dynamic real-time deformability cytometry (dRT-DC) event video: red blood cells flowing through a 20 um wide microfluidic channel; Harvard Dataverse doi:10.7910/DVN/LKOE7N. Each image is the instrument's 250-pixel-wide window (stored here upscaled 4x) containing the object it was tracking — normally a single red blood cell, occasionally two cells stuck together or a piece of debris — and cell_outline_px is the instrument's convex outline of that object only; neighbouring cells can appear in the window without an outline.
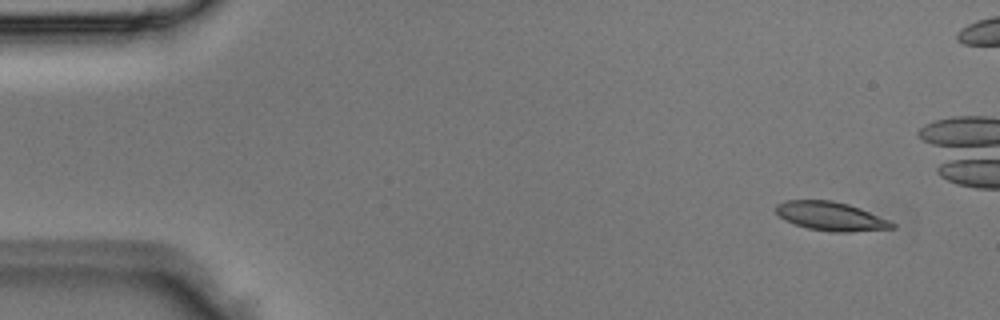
{"species": "Egyptian fruit bat (a non-hibernating species)", "species_latin": "Rousettus aegyptiacus", "temperature_condition": "room temperature", "stored_images_in_passage": 4, "camera_frame_rate_fps": 3000, "um_per_image_px": 0.085, "animal": {"sex": "male"}, "frame": {"image": 1, "passage_image": 1, "time_ms": 0.0, "image_size_px": [1000, 320], "cell_outline_px": [[896, 228], [852, 232], [832, 232], [808, 228], [784, 220], [776, 212], [776, 204], [784, 200], [832, 200], [848, 204], [860, 208], [888, 220], [896, 224]], "centroid_in_image_um": [70.62, 18.38], "position_along_channel_um": 14.4, "area_um2": 19.48}}